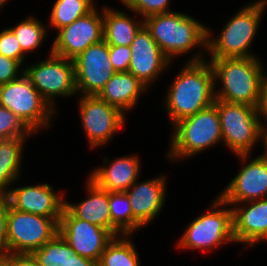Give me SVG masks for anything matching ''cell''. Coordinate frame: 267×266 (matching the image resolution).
<instances>
[{
  "label": "cell",
  "instance_id": "36",
  "mask_svg": "<svg viewBox=\"0 0 267 266\" xmlns=\"http://www.w3.org/2000/svg\"><path fill=\"white\" fill-rule=\"evenodd\" d=\"M0 263L3 266H40L32 254L7 253L0 256Z\"/></svg>",
  "mask_w": 267,
  "mask_h": 266
},
{
  "label": "cell",
  "instance_id": "5",
  "mask_svg": "<svg viewBox=\"0 0 267 266\" xmlns=\"http://www.w3.org/2000/svg\"><path fill=\"white\" fill-rule=\"evenodd\" d=\"M167 157L180 162L223 143L217 107L211 106L186 117L173 126Z\"/></svg>",
  "mask_w": 267,
  "mask_h": 266
},
{
  "label": "cell",
  "instance_id": "35",
  "mask_svg": "<svg viewBox=\"0 0 267 266\" xmlns=\"http://www.w3.org/2000/svg\"><path fill=\"white\" fill-rule=\"evenodd\" d=\"M8 200L5 197H0V256L8 253Z\"/></svg>",
  "mask_w": 267,
  "mask_h": 266
},
{
  "label": "cell",
  "instance_id": "29",
  "mask_svg": "<svg viewBox=\"0 0 267 266\" xmlns=\"http://www.w3.org/2000/svg\"><path fill=\"white\" fill-rule=\"evenodd\" d=\"M32 255L40 266H69L70 258L76 255V252L57 233Z\"/></svg>",
  "mask_w": 267,
  "mask_h": 266
},
{
  "label": "cell",
  "instance_id": "31",
  "mask_svg": "<svg viewBox=\"0 0 267 266\" xmlns=\"http://www.w3.org/2000/svg\"><path fill=\"white\" fill-rule=\"evenodd\" d=\"M172 0H123L125 9L140 16L141 19L147 16L167 13L172 11L170 2Z\"/></svg>",
  "mask_w": 267,
  "mask_h": 266
},
{
  "label": "cell",
  "instance_id": "28",
  "mask_svg": "<svg viewBox=\"0 0 267 266\" xmlns=\"http://www.w3.org/2000/svg\"><path fill=\"white\" fill-rule=\"evenodd\" d=\"M39 21L38 18L28 15L25 19L18 22L15 26L9 27L18 38L22 52L28 56L44 44L48 36L47 25ZM43 43V44H42Z\"/></svg>",
  "mask_w": 267,
  "mask_h": 266
},
{
  "label": "cell",
  "instance_id": "20",
  "mask_svg": "<svg viewBox=\"0 0 267 266\" xmlns=\"http://www.w3.org/2000/svg\"><path fill=\"white\" fill-rule=\"evenodd\" d=\"M140 170L141 161L136 154L124 155L112 160L106 155L103 157V165L94 168L87 177L103 190L122 192L139 179Z\"/></svg>",
  "mask_w": 267,
  "mask_h": 266
},
{
  "label": "cell",
  "instance_id": "24",
  "mask_svg": "<svg viewBox=\"0 0 267 266\" xmlns=\"http://www.w3.org/2000/svg\"><path fill=\"white\" fill-rule=\"evenodd\" d=\"M30 137L0 140V197H6L11 185L22 177L24 146Z\"/></svg>",
  "mask_w": 267,
  "mask_h": 266
},
{
  "label": "cell",
  "instance_id": "17",
  "mask_svg": "<svg viewBox=\"0 0 267 266\" xmlns=\"http://www.w3.org/2000/svg\"><path fill=\"white\" fill-rule=\"evenodd\" d=\"M130 49L131 61L128 72L149 89L160 79L158 77L163 71L169 70L168 67L173 63L163 54L145 26L136 34Z\"/></svg>",
  "mask_w": 267,
  "mask_h": 266
},
{
  "label": "cell",
  "instance_id": "21",
  "mask_svg": "<svg viewBox=\"0 0 267 266\" xmlns=\"http://www.w3.org/2000/svg\"><path fill=\"white\" fill-rule=\"evenodd\" d=\"M147 89L149 88L130 72H116L97 96L126 115L139 104L141 95Z\"/></svg>",
  "mask_w": 267,
  "mask_h": 266
},
{
  "label": "cell",
  "instance_id": "2",
  "mask_svg": "<svg viewBox=\"0 0 267 266\" xmlns=\"http://www.w3.org/2000/svg\"><path fill=\"white\" fill-rule=\"evenodd\" d=\"M144 26L158 44L163 54L172 62L178 56L193 51L187 62L206 60L207 54V28L194 17L183 12L170 11L147 16L143 19ZM203 49L205 52H203Z\"/></svg>",
  "mask_w": 267,
  "mask_h": 266
},
{
  "label": "cell",
  "instance_id": "4",
  "mask_svg": "<svg viewBox=\"0 0 267 266\" xmlns=\"http://www.w3.org/2000/svg\"><path fill=\"white\" fill-rule=\"evenodd\" d=\"M267 0H254L241 7L233 16L226 20L220 34L213 37L212 29L207 28V53L211 58H250L257 57L251 51V45L258 36ZM250 47V48H249Z\"/></svg>",
  "mask_w": 267,
  "mask_h": 266
},
{
  "label": "cell",
  "instance_id": "3",
  "mask_svg": "<svg viewBox=\"0 0 267 266\" xmlns=\"http://www.w3.org/2000/svg\"><path fill=\"white\" fill-rule=\"evenodd\" d=\"M215 82V99L257 106L265 79L264 64L258 57L208 59ZM220 82V85L219 83ZM219 85V86H217ZM217 87H219L217 89Z\"/></svg>",
  "mask_w": 267,
  "mask_h": 266
},
{
  "label": "cell",
  "instance_id": "1",
  "mask_svg": "<svg viewBox=\"0 0 267 266\" xmlns=\"http://www.w3.org/2000/svg\"><path fill=\"white\" fill-rule=\"evenodd\" d=\"M166 87L164 111L171 126L215 102L214 72L209 60L185 62Z\"/></svg>",
  "mask_w": 267,
  "mask_h": 266
},
{
  "label": "cell",
  "instance_id": "9",
  "mask_svg": "<svg viewBox=\"0 0 267 266\" xmlns=\"http://www.w3.org/2000/svg\"><path fill=\"white\" fill-rule=\"evenodd\" d=\"M24 73L53 110L57 97H72L77 94L74 62L49 52L46 59L24 67ZM55 99V100H54Z\"/></svg>",
  "mask_w": 267,
  "mask_h": 266
},
{
  "label": "cell",
  "instance_id": "12",
  "mask_svg": "<svg viewBox=\"0 0 267 266\" xmlns=\"http://www.w3.org/2000/svg\"><path fill=\"white\" fill-rule=\"evenodd\" d=\"M235 155L243 166L218 196L228 204L267 198V152ZM243 161V162H242Z\"/></svg>",
  "mask_w": 267,
  "mask_h": 266
},
{
  "label": "cell",
  "instance_id": "40",
  "mask_svg": "<svg viewBox=\"0 0 267 266\" xmlns=\"http://www.w3.org/2000/svg\"><path fill=\"white\" fill-rule=\"evenodd\" d=\"M7 1L9 0H0V9L2 10V8L4 7V5L7 4Z\"/></svg>",
  "mask_w": 267,
  "mask_h": 266
},
{
  "label": "cell",
  "instance_id": "14",
  "mask_svg": "<svg viewBox=\"0 0 267 266\" xmlns=\"http://www.w3.org/2000/svg\"><path fill=\"white\" fill-rule=\"evenodd\" d=\"M58 233L76 254L99 261L107 244L115 237L108 229L76 218L64 207L58 224Z\"/></svg>",
  "mask_w": 267,
  "mask_h": 266
},
{
  "label": "cell",
  "instance_id": "39",
  "mask_svg": "<svg viewBox=\"0 0 267 266\" xmlns=\"http://www.w3.org/2000/svg\"><path fill=\"white\" fill-rule=\"evenodd\" d=\"M263 241H267V231H266L265 235L253 247H255L257 244L259 245V243H261Z\"/></svg>",
  "mask_w": 267,
  "mask_h": 266
},
{
  "label": "cell",
  "instance_id": "34",
  "mask_svg": "<svg viewBox=\"0 0 267 266\" xmlns=\"http://www.w3.org/2000/svg\"><path fill=\"white\" fill-rule=\"evenodd\" d=\"M23 65L0 54V85L16 80L24 73Z\"/></svg>",
  "mask_w": 267,
  "mask_h": 266
},
{
  "label": "cell",
  "instance_id": "30",
  "mask_svg": "<svg viewBox=\"0 0 267 266\" xmlns=\"http://www.w3.org/2000/svg\"><path fill=\"white\" fill-rule=\"evenodd\" d=\"M34 134L15 113L0 106V140L14 137H32Z\"/></svg>",
  "mask_w": 267,
  "mask_h": 266
},
{
  "label": "cell",
  "instance_id": "22",
  "mask_svg": "<svg viewBox=\"0 0 267 266\" xmlns=\"http://www.w3.org/2000/svg\"><path fill=\"white\" fill-rule=\"evenodd\" d=\"M86 199L73 204L65 199V207L76 217L111 232L109 191L99 188L91 179L86 180Z\"/></svg>",
  "mask_w": 267,
  "mask_h": 266
},
{
  "label": "cell",
  "instance_id": "6",
  "mask_svg": "<svg viewBox=\"0 0 267 266\" xmlns=\"http://www.w3.org/2000/svg\"><path fill=\"white\" fill-rule=\"evenodd\" d=\"M218 195L212 200L209 211L197 216L190 222L176 248L209 252L222 248V245L236 243L233 236L232 208Z\"/></svg>",
  "mask_w": 267,
  "mask_h": 266
},
{
  "label": "cell",
  "instance_id": "18",
  "mask_svg": "<svg viewBox=\"0 0 267 266\" xmlns=\"http://www.w3.org/2000/svg\"><path fill=\"white\" fill-rule=\"evenodd\" d=\"M167 180V177L162 174L143 182L137 179L125 191L131 204L133 217L143 227L150 225L162 213L168 192Z\"/></svg>",
  "mask_w": 267,
  "mask_h": 266
},
{
  "label": "cell",
  "instance_id": "26",
  "mask_svg": "<svg viewBox=\"0 0 267 266\" xmlns=\"http://www.w3.org/2000/svg\"><path fill=\"white\" fill-rule=\"evenodd\" d=\"M131 235L115 236L106 246L98 266H141Z\"/></svg>",
  "mask_w": 267,
  "mask_h": 266
},
{
  "label": "cell",
  "instance_id": "16",
  "mask_svg": "<svg viewBox=\"0 0 267 266\" xmlns=\"http://www.w3.org/2000/svg\"><path fill=\"white\" fill-rule=\"evenodd\" d=\"M11 187L5 198L13 209L60 219L66 199L61 190L60 193L55 191L54 186L48 183Z\"/></svg>",
  "mask_w": 267,
  "mask_h": 266
},
{
  "label": "cell",
  "instance_id": "13",
  "mask_svg": "<svg viewBox=\"0 0 267 266\" xmlns=\"http://www.w3.org/2000/svg\"><path fill=\"white\" fill-rule=\"evenodd\" d=\"M97 7L70 25L57 30L50 52L74 60L89 46L102 41L103 7L101 10Z\"/></svg>",
  "mask_w": 267,
  "mask_h": 266
},
{
  "label": "cell",
  "instance_id": "38",
  "mask_svg": "<svg viewBox=\"0 0 267 266\" xmlns=\"http://www.w3.org/2000/svg\"><path fill=\"white\" fill-rule=\"evenodd\" d=\"M69 266H98V261L88 259L76 254L70 258Z\"/></svg>",
  "mask_w": 267,
  "mask_h": 266
},
{
  "label": "cell",
  "instance_id": "11",
  "mask_svg": "<svg viewBox=\"0 0 267 266\" xmlns=\"http://www.w3.org/2000/svg\"><path fill=\"white\" fill-rule=\"evenodd\" d=\"M77 103L81 127L91 149L108 145L126 123L127 115L97 95H81Z\"/></svg>",
  "mask_w": 267,
  "mask_h": 266
},
{
  "label": "cell",
  "instance_id": "33",
  "mask_svg": "<svg viewBox=\"0 0 267 266\" xmlns=\"http://www.w3.org/2000/svg\"><path fill=\"white\" fill-rule=\"evenodd\" d=\"M109 59L116 72H128L131 61L130 47L109 45Z\"/></svg>",
  "mask_w": 267,
  "mask_h": 266
},
{
  "label": "cell",
  "instance_id": "27",
  "mask_svg": "<svg viewBox=\"0 0 267 266\" xmlns=\"http://www.w3.org/2000/svg\"><path fill=\"white\" fill-rule=\"evenodd\" d=\"M90 0H55L48 16V30H59L75 20L87 15L96 6ZM50 25V26H49Z\"/></svg>",
  "mask_w": 267,
  "mask_h": 266
},
{
  "label": "cell",
  "instance_id": "41",
  "mask_svg": "<svg viewBox=\"0 0 267 266\" xmlns=\"http://www.w3.org/2000/svg\"><path fill=\"white\" fill-rule=\"evenodd\" d=\"M266 152H267V133L265 134V145L263 146Z\"/></svg>",
  "mask_w": 267,
  "mask_h": 266
},
{
  "label": "cell",
  "instance_id": "19",
  "mask_svg": "<svg viewBox=\"0 0 267 266\" xmlns=\"http://www.w3.org/2000/svg\"><path fill=\"white\" fill-rule=\"evenodd\" d=\"M229 205L236 244L252 248L267 231V198Z\"/></svg>",
  "mask_w": 267,
  "mask_h": 266
},
{
  "label": "cell",
  "instance_id": "7",
  "mask_svg": "<svg viewBox=\"0 0 267 266\" xmlns=\"http://www.w3.org/2000/svg\"><path fill=\"white\" fill-rule=\"evenodd\" d=\"M214 105L218 110L223 145L225 144L233 155H252L258 142L261 141L262 145H265V134L256 107L216 99Z\"/></svg>",
  "mask_w": 267,
  "mask_h": 266
},
{
  "label": "cell",
  "instance_id": "8",
  "mask_svg": "<svg viewBox=\"0 0 267 266\" xmlns=\"http://www.w3.org/2000/svg\"><path fill=\"white\" fill-rule=\"evenodd\" d=\"M0 106L15 113L33 134L51 128V121L57 113L25 73L16 80L0 85Z\"/></svg>",
  "mask_w": 267,
  "mask_h": 266
},
{
  "label": "cell",
  "instance_id": "23",
  "mask_svg": "<svg viewBox=\"0 0 267 266\" xmlns=\"http://www.w3.org/2000/svg\"><path fill=\"white\" fill-rule=\"evenodd\" d=\"M143 26V19L137 21L124 10L103 6V40L108 45L130 47Z\"/></svg>",
  "mask_w": 267,
  "mask_h": 266
},
{
  "label": "cell",
  "instance_id": "42",
  "mask_svg": "<svg viewBox=\"0 0 267 266\" xmlns=\"http://www.w3.org/2000/svg\"><path fill=\"white\" fill-rule=\"evenodd\" d=\"M90 1H92L93 3L95 2V0H90ZM120 1V3H123V0H119Z\"/></svg>",
  "mask_w": 267,
  "mask_h": 266
},
{
  "label": "cell",
  "instance_id": "15",
  "mask_svg": "<svg viewBox=\"0 0 267 266\" xmlns=\"http://www.w3.org/2000/svg\"><path fill=\"white\" fill-rule=\"evenodd\" d=\"M73 62L77 96L98 95L116 73L109 59V45L104 40L89 46Z\"/></svg>",
  "mask_w": 267,
  "mask_h": 266
},
{
  "label": "cell",
  "instance_id": "10",
  "mask_svg": "<svg viewBox=\"0 0 267 266\" xmlns=\"http://www.w3.org/2000/svg\"><path fill=\"white\" fill-rule=\"evenodd\" d=\"M59 221L15 210L8 202V253L32 254L58 233Z\"/></svg>",
  "mask_w": 267,
  "mask_h": 266
},
{
  "label": "cell",
  "instance_id": "32",
  "mask_svg": "<svg viewBox=\"0 0 267 266\" xmlns=\"http://www.w3.org/2000/svg\"><path fill=\"white\" fill-rule=\"evenodd\" d=\"M0 54L8 58L19 61L23 66L27 56L22 52L18 38L8 27L0 31Z\"/></svg>",
  "mask_w": 267,
  "mask_h": 266
},
{
  "label": "cell",
  "instance_id": "37",
  "mask_svg": "<svg viewBox=\"0 0 267 266\" xmlns=\"http://www.w3.org/2000/svg\"><path fill=\"white\" fill-rule=\"evenodd\" d=\"M256 113L260 120L263 133L266 134L267 133V79L266 78L264 79L261 92L258 98Z\"/></svg>",
  "mask_w": 267,
  "mask_h": 266
},
{
  "label": "cell",
  "instance_id": "25",
  "mask_svg": "<svg viewBox=\"0 0 267 266\" xmlns=\"http://www.w3.org/2000/svg\"><path fill=\"white\" fill-rule=\"evenodd\" d=\"M111 233L114 236L135 235L144 228L134 217L125 191L109 192Z\"/></svg>",
  "mask_w": 267,
  "mask_h": 266
}]
</instances>
